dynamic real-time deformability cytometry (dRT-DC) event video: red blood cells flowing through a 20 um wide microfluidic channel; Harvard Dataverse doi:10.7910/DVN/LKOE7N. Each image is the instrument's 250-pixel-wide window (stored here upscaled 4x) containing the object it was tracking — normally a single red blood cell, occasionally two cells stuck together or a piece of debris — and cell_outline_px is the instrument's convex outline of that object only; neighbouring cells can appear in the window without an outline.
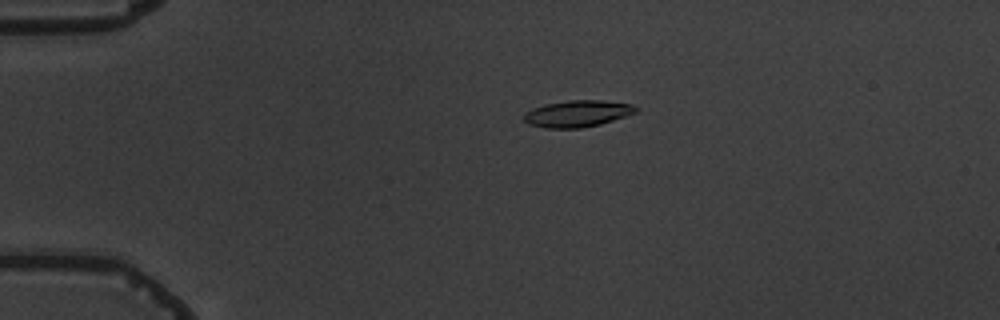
{"species": "common noctule bat (a hibernating species)", "species_latin": "Nyctalus noctula", "temperature_condition": "warm", "stored_images_in_passage": 6, "camera_frame_rate_fps": 3000, "um_per_image_px": 0.085, "animal": {"sex": "male", "body_mass_g": 19.5, "forearm_length_mm": 54.6}, "frame": {"image": 1, "passage_image": 3, "time_ms": 3.333, "image_size_px": [1000, 320], "cell_outline_px": [[636, 112], [600, 124], [580, 128], [544, 128], [528, 124], [524, 120], [524, 116], [532, 108], [544, 104], [568, 100], [600, 100], [632, 104], [636, 108]], "centroid_in_image_um": [49.04, 9.65], "position_along_channel_um": 36.0, "area_um2": 17.17}}
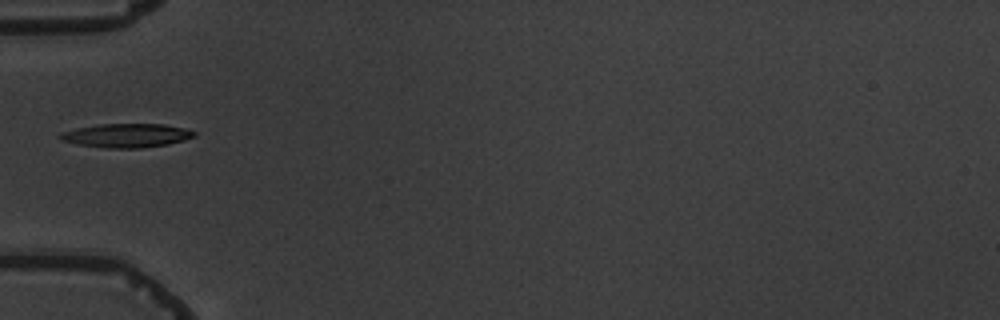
{"frame": {"image": 2, "passage_image": 5, "time_ms": 5.667, "image_size_px": [1000, 320], "cell_outline_px": [[196, 136], [184, 140], [168, 144], [140, 148], [108, 148], [76, 144], [60, 140], [56, 136], [60, 132], [76, 128], [100, 124], [164, 124], [184, 128], [196, 132]], "centroid_in_image_um": [10.71, 11.51], "position_along_channel_um": 74.3, "area_um2": 18.73}}
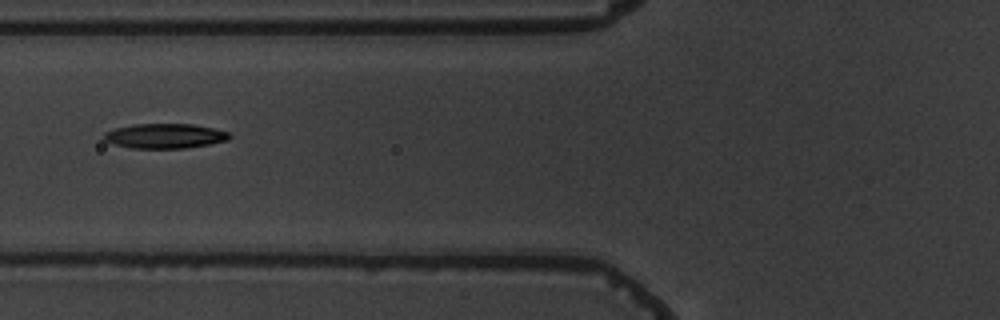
{"frame": {"image": 3, "passage_image": 6, "time_ms": 6.667, "image_size_px": [1000, 320], "cell_outline_px": [[232, 136], [228, 140], [208, 144], [184, 148], [132, 148], [116, 144], [104, 140], [104, 132], [116, 128], [132, 124], [192, 124], [212, 128], [228, 132]], "centroid_in_image_um": [14.01, 11.55], "position_along_channel_um": 111.8, "area_um2": 17.92}}